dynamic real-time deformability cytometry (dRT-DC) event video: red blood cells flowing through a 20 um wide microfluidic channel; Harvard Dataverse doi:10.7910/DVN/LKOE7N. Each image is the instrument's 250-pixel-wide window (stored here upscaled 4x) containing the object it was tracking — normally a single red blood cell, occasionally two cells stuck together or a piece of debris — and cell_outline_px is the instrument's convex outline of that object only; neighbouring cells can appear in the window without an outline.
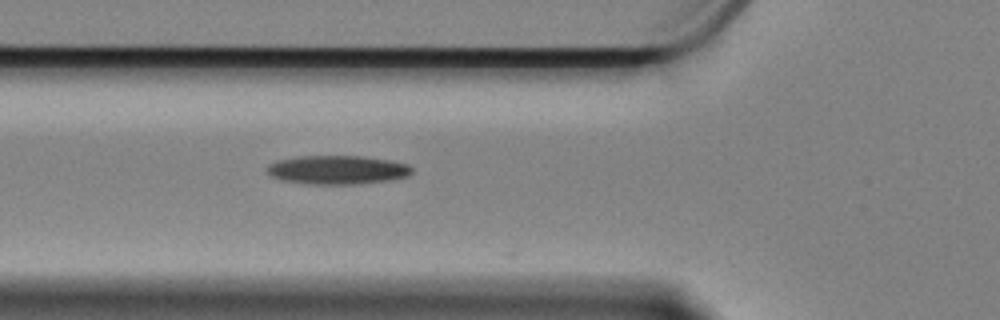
{"species": "Egyptian fruit bat (a non-hibernating species)", "species_latin": "Rousettus aegyptiacus", "temperature_condition": "cold", "stored_images_in_passage": 20, "camera_frame_rate_fps": 3000, "um_per_image_px": 0.085, "animal": {"sex": "female"}, "frame": {"image": 1, "passage_image": 3, "time_ms": 0.667, "image_size_px": [1000, 320], "cell_outline_px": [[412, 172], [408, 176], [392, 180], [360, 184], [308, 184], [284, 180], [272, 176], [268, 172], [268, 164], [276, 160], [300, 156], [364, 156], [388, 160], [408, 164], [412, 168]], "centroid_in_image_um": [28.71, 14.44], "position_along_channel_um": 97.1, "area_um2": 24.33}}
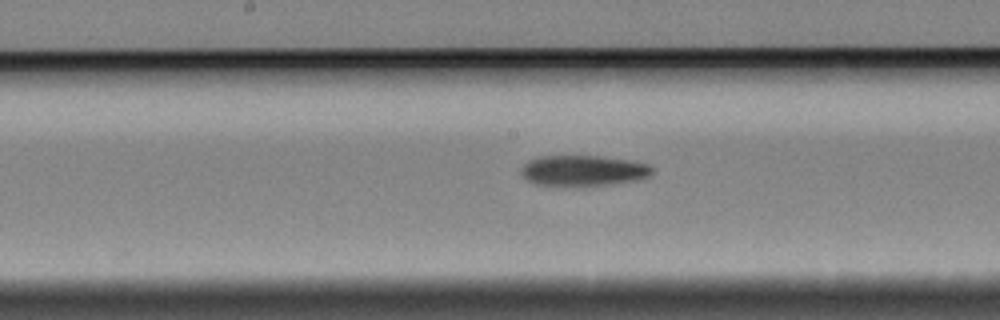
{"frame": {"image": 2, "passage_image": 12, "time_ms": 3.667, "image_size_px": [1000, 320], "cell_outline_px": [[652, 172], [648, 176], [636, 180], [612, 184], [580, 188], [576, 188], [532, 184], [520, 172], [520, 168], [528, 160], [540, 156], [604, 156], [632, 160], [648, 164], [652, 168]], "centroid_in_image_um": [49.54, 14.53], "position_along_channel_um": 198.7, "area_um2": 24.22}}
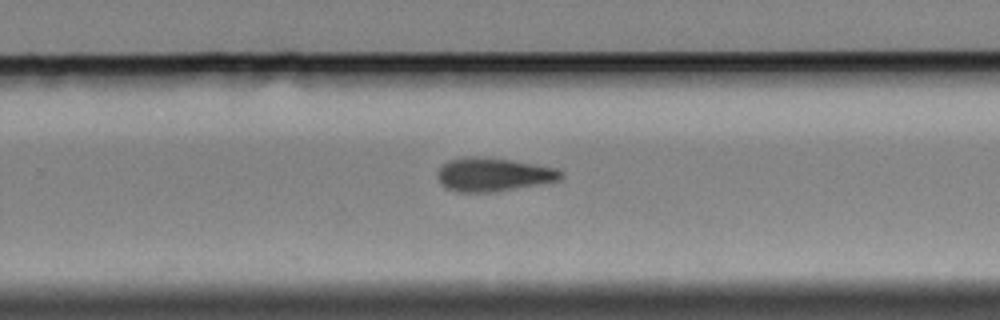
{"frame": {"image": 3, "passage_image": 20, "time_ms": 6.333, "image_size_px": [1000, 320], "cell_outline_px": [[564, 176], [560, 180], [496, 192], [456, 192], [444, 188], [436, 176], [436, 172], [448, 160], [468, 156], [476, 156], [512, 160], [536, 164], [556, 168]], "centroid_in_image_um": [41.89, 14.84], "position_along_channel_um": 287.9, "area_um2": 24.28}}